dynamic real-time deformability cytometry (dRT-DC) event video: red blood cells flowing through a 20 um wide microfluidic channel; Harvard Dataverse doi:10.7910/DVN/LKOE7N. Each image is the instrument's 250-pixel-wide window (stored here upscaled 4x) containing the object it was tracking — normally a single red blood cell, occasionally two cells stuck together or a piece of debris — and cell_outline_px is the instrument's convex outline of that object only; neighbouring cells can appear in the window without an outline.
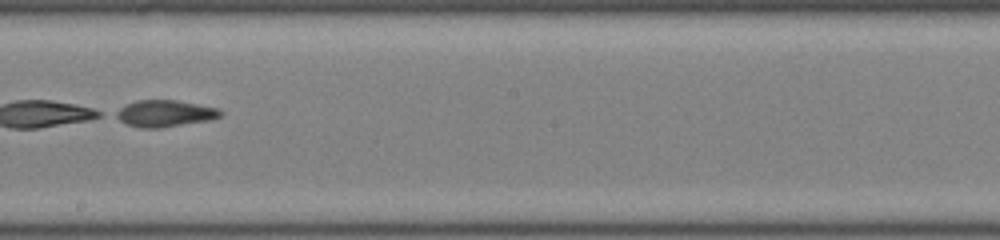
{"species": "common noctule bat (a hibernating species)", "species_latin": "Nyctalus noctula", "temperature_condition": "room temperature", "stored_images_in_passage": 35, "camera_frame_rate_fps": 3000, "um_per_image_px": 0.085, "animal": {"sex": "male", "body_mass_g": 19.0, "forearm_length_mm": 50.8}, "frame": {"image": 1, "passage_image": 20, "time_ms": 6.333, "image_size_px": [1000, 240], "cell_outline_px": [[224, 112], [220, 116], [208, 120], [156, 128], [140, 128], [128, 124], [112, 116], [112, 112], [136, 100], [176, 100], [216, 108]], "centroid_in_image_um": [13.94, 9.64], "position_along_channel_um": 234.3, "area_um2": 16.01}}